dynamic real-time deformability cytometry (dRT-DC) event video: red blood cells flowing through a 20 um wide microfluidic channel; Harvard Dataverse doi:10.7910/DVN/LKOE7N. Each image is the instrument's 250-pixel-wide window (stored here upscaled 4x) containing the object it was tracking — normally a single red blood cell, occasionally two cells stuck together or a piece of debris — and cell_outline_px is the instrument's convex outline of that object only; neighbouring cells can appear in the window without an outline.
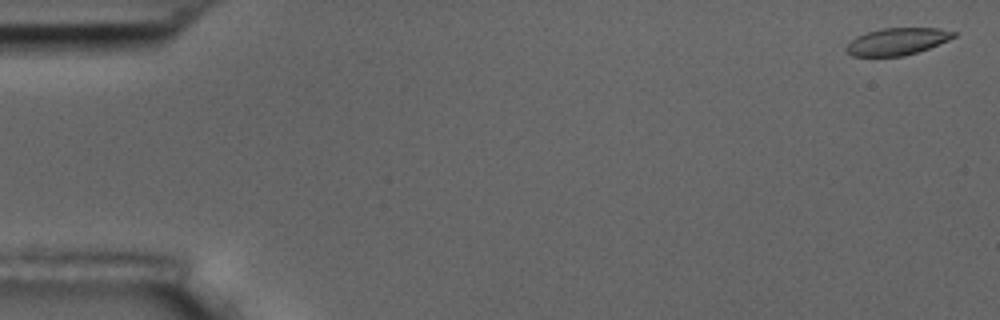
{"species": "common noctule bat (a hibernating species)", "species_latin": "Nyctalus noctula", "temperature_condition": "room temperature", "stored_images_in_passage": 5, "camera_frame_rate_fps": 3000, "um_per_image_px": 0.085, "animal": {"sex": "male", "body_mass_g": 17.5, "forearm_length_mm": 52.3}, "frame": {"image": 1, "passage_image": 1, "time_ms": 0.0, "image_size_px": [1000, 320], "cell_outline_px": [[956, 36], [948, 40], [928, 48], [904, 56], [852, 56], [844, 48], [856, 36], [880, 28], [940, 28], [956, 32]], "centroid_in_image_um": [76.25, 3.52], "position_along_channel_um": 8.7, "area_um2": 16.82}}
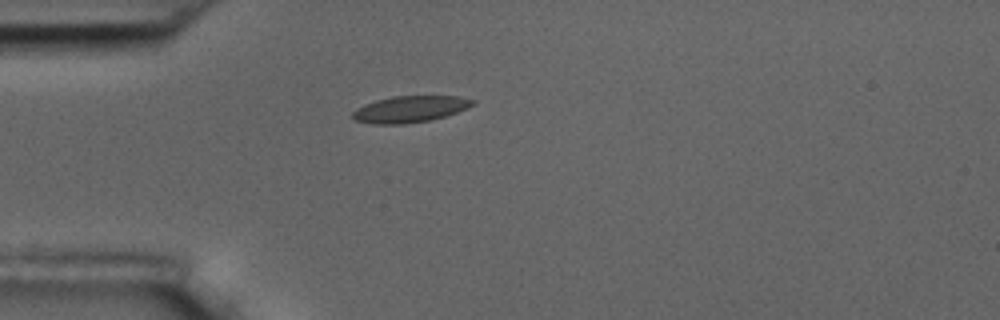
{"frame": {"image": 2, "passage_image": 4, "time_ms": 4.667, "image_size_px": [1000, 320], "cell_outline_px": [[476, 104], [468, 108], [432, 120], [404, 124], [372, 124], [356, 120], [352, 116], [352, 112], [356, 108], [364, 104], [376, 100], [392, 96], [460, 96], [476, 100]], "centroid_in_image_um": [34.87, 9.27], "position_along_channel_um": 50.1, "area_um2": 18.67}}